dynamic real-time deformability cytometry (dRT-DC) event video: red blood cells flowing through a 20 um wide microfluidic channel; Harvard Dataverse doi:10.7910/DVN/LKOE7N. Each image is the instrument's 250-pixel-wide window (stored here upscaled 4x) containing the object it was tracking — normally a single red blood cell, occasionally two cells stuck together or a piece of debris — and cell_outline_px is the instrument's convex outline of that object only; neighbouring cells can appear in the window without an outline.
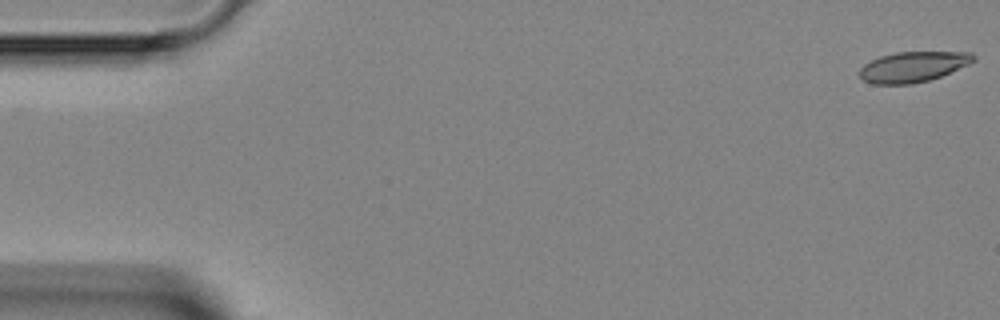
{"species": "Egyptian fruit bat (a non-hibernating species)", "species_latin": "Rousettus aegyptiacus", "temperature_condition": "room temperature", "stored_images_in_passage": 2, "camera_frame_rate_fps": 3000, "um_per_image_px": 0.085, "animal": {"sex": "female"}, "frame": {"image": 1, "passage_image": 1, "time_ms": 0.0, "image_size_px": [1000, 320], "cell_outline_px": [[976, 60], [968, 64], [940, 76], [928, 80], [912, 84], [872, 84], [864, 80], [860, 76], [860, 68], [864, 64], [880, 56], [896, 52], [972, 52], [976, 56]], "centroid_in_image_um": [77.61, 5.67], "position_along_channel_um": 7.4, "area_um2": 20.06}}
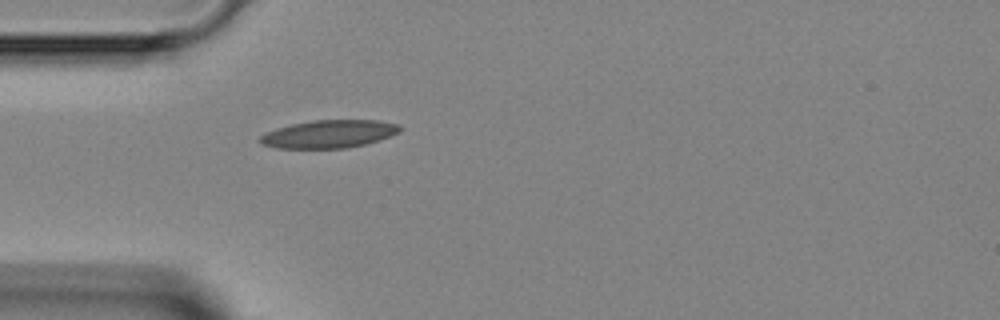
{"frame": {"image": 2, "passage_image": 2, "time_ms": 4.333, "image_size_px": [1000, 320], "cell_outline_px": [[400, 132], [380, 140], [348, 148], [276, 148], [260, 144], [256, 140], [260, 136], [276, 128], [292, 124], [312, 120], [376, 120], [400, 124]], "centroid_in_image_um": [27.94, 11.39], "position_along_channel_um": 57.1, "area_um2": 22.83}}